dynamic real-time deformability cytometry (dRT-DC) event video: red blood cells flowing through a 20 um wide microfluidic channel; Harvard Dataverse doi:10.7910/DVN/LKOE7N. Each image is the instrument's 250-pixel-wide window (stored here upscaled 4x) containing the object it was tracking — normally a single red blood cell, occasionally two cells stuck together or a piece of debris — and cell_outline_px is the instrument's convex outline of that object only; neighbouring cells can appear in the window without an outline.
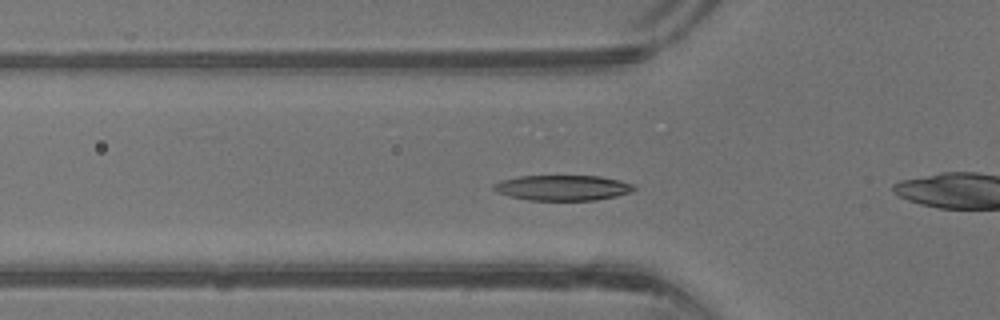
{"species": "common noctule bat (a hibernating species)", "species_latin": "Nyctalus noctula", "temperature_condition": "warm", "stored_images_in_passage": 41, "camera_frame_rate_fps": 3000, "um_per_image_px": 0.085, "animal": {"sex": "male", "body_mass_g": 13.3}, "frame": {"image": 1, "passage_image": 12, "time_ms": 3.667, "image_size_px": [1000, 320], "cell_outline_px": [[636, 188], [632, 192], [616, 196], [596, 200], [528, 200], [496, 192], [492, 188], [492, 184], [500, 180], [520, 176], [600, 176], [620, 180], [632, 184]], "centroid_in_image_um": [47.82, 15.96], "position_along_channel_um": 78.0, "area_um2": 20.75}}
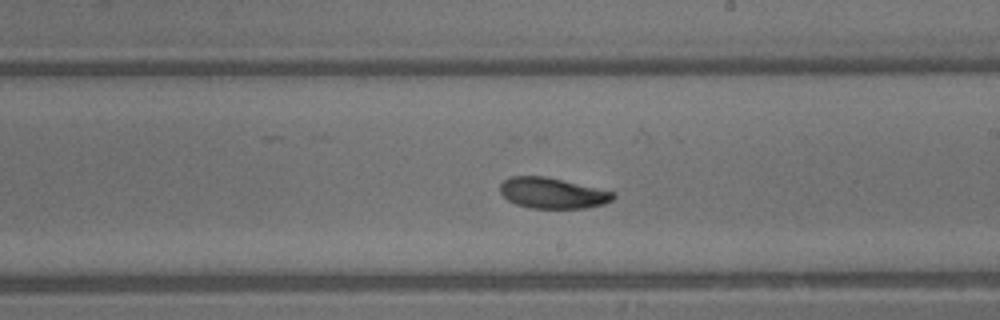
{"frame": {"image": 2, "passage_image": 22, "time_ms": 7.0, "image_size_px": [1000, 320], "cell_outline_px": [[616, 196], [612, 200], [604, 204], [584, 208], [528, 208], [516, 204], [508, 200], [500, 192], [500, 184], [508, 176], [544, 176], [612, 192]], "centroid_in_image_um": [46.9, 16.42], "position_along_channel_um": 242.1, "area_um2": 20.0}}
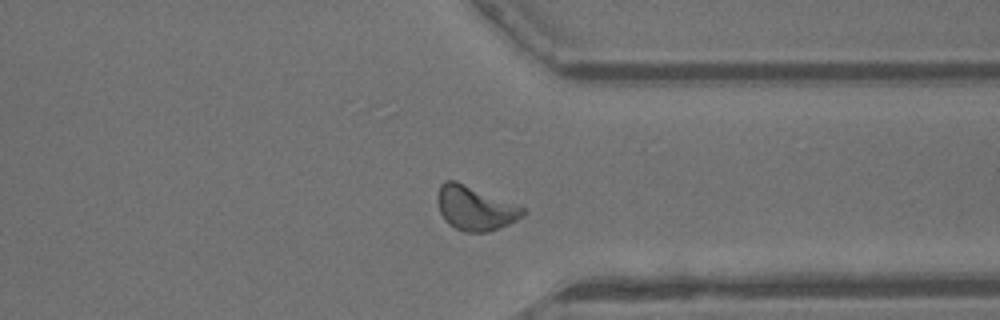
{"frame": {"image": 3, "passage_image": 30, "time_ms": 9.667, "image_size_px": [1000, 320], "cell_outline_px": [[528, 212], [524, 216], [500, 228], [488, 232], [464, 232], [448, 224], [444, 220], [440, 212], [436, 200], [436, 196], [440, 184], [444, 180], [456, 180], [524, 208]], "centroid_in_image_um": [40.35, 17.7], "position_along_channel_um": 371.1, "area_um2": 22.08}, "authors_computed_cell_mechanics": {"area_um2": 20.6346, "velocity_mm_per_s": 4.9016, "shape_relaxation_time_tau1_ms": 2.2417, "shape_relaxation_time_tau2_ms": 2.8067, "deformation_change_tau1": 0.13, "deformation_change_tau2": 0.0901}}